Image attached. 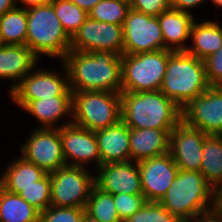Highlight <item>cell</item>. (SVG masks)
<instances>
[{
	"instance_id": "19",
	"label": "cell",
	"mask_w": 222,
	"mask_h": 222,
	"mask_svg": "<svg viewBox=\"0 0 222 222\" xmlns=\"http://www.w3.org/2000/svg\"><path fill=\"white\" fill-rule=\"evenodd\" d=\"M39 60L26 45H4L0 49V79L13 82L9 93L38 66Z\"/></svg>"
},
{
	"instance_id": "12",
	"label": "cell",
	"mask_w": 222,
	"mask_h": 222,
	"mask_svg": "<svg viewBox=\"0 0 222 222\" xmlns=\"http://www.w3.org/2000/svg\"><path fill=\"white\" fill-rule=\"evenodd\" d=\"M20 147V155L46 173L66 166L59 128H36Z\"/></svg>"
},
{
	"instance_id": "42",
	"label": "cell",
	"mask_w": 222,
	"mask_h": 222,
	"mask_svg": "<svg viewBox=\"0 0 222 222\" xmlns=\"http://www.w3.org/2000/svg\"><path fill=\"white\" fill-rule=\"evenodd\" d=\"M16 7L15 0H0V15Z\"/></svg>"
},
{
	"instance_id": "39",
	"label": "cell",
	"mask_w": 222,
	"mask_h": 222,
	"mask_svg": "<svg viewBox=\"0 0 222 222\" xmlns=\"http://www.w3.org/2000/svg\"><path fill=\"white\" fill-rule=\"evenodd\" d=\"M89 13L101 0H69Z\"/></svg>"
},
{
	"instance_id": "18",
	"label": "cell",
	"mask_w": 222,
	"mask_h": 222,
	"mask_svg": "<svg viewBox=\"0 0 222 222\" xmlns=\"http://www.w3.org/2000/svg\"><path fill=\"white\" fill-rule=\"evenodd\" d=\"M101 165L130 161V128L120 120L117 124L95 131Z\"/></svg>"
},
{
	"instance_id": "35",
	"label": "cell",
	"mask_w": 222,
	"mask_h": 222,
	"mask_svg": "<svg viewBox=\"0 0 222 222\" xmlns=\"http://www.w3.org/2000/svg\"><path fill=\"white\" fill-rule=\"evenodd\" d=\"M210 86H222V45L204 60Z\"/></svg>"
},
{
	"instance_id": "11",
	"label": "cell",
	"mask_w": 222,
	"mask_h": 222,
	"mask_svg": "<svg viewBox=\"0 0 222 222\" xmlns=\"http://www.w3.org/2000/svg\"><path fill=\"white\" fill-rule=\"evenodd\" d=\"M112 51L124 55L122 25L105 23L88 17L71 38L70 51Z\"/></svg>"
},
{
	"instance_id": "45",
	"label": "cell",
	"mask_w": 222,
	"mask_h": 222,
	"mask_svg": "<svg viewBox=\"0 0 222 222\" xmlns=\"http://www.w3.org/2000/svg\"><path fill=\"white\" fill-rule=\"evenodd\" d=\"M178 222H196L193 218L189 219H180Z\"/></svg>"
},
{
	"instance_id": "9",
	"label": "cell",
	"mask_w": 222,
	"mask_h": 222,
	"mask_svg": "<svg viewBox=\"0 0 222 222\" xmlns=\"http://www.w3.org/2000/svg\"><path fill=\"white\" fill-rule=\"evenodd\" d=\"M64 74L56 71L36 67L29 72L19 84L10 92V98L15 105L23 109L30 101L51 98L59 95H73L69 85V75L66 66Z\"/></svg>"
},
{
	"instance_id": "1",
	"label": "cell",
	"mask_w": 222,
	"mask_h": 222,
	"mask_svg": "<svg viewBox=\"0 0 222 222\" xmlns=\"http://www.w3.org/2000/svg\"><path fill=\"white\" fill-rule=\"evenodd\" d=\"M72 92H121V56L112 51H68L62 60Z\"/></svg>"
},
{
	"instance_id": "44",
	"label": "cell",
	"mask_w": 222,
	"mask_h": 222,
	"mask_svg": "<svg viewBox=\"0 0 222 222\" xmlns=\"http://www.w3.org/2000/svg\"><path fill=\"white\" fill-rule=\"evenodd\" d=\"M213 5L219 7H222V0H211Z\"/></svg>"
},
{
	"instance_id": "29",
	"label": "cell",
	"mask_w": 222,
	"mask_h": 222,
	"mask_svg": "<svg viewBox=\"0 0 222 222\" xmlns=\"http://www.w3.org/2000/svg\"><path fill=\"white\" fill-rule=\"evenodd\" d=\"M67 35L72 38L89 14L69 0H50Z\"/></svg>"
},
{
	"instance_id": "31",
	"label": "cell",
	"mask_w": 222,
	"mask_h": 222,
	"mask_svg": "<svg viewBox=\"0 0 222 222\" xmlns=\"http://www.w3.org/2000/svg\"><path fill=\"white\" fill-rule=\"evenodd\" d=\"M18 195L39 212L45 211L51 205L50 173L36 181L35 185L24 188Z\"/></svg>"
},
{
	"instance_id": "46",
	"label": "cell",
	"mask_w": 222,
	"mask_h": 222,
	"mask_svg": "<svg viewBox=\"0 0 222 222\" xmlns=\"http://www.w3.org/2000/svg\"><path fill=\"white\" fill-rule=\"evenodd\" d=\"M4 46L2 40H1V37H0V49Z\"/></svg>"
},
{
	"instance_id": "34",
	"label": "cell",
	"mask_w": 222,
	"mask_h": 222,
	"mask_svg": "<svg viewBox=\"0 0 222 222\" xmlns=\"http://www.w3.org/2000/svg\"><path fill=\"white\" fill-rule=\"evenodd\" d=\"M114 204L122 222L134 215L145 203L143 194H113Z\"/></svg>"
},
{
	"instance_id": "3",
	"label": "cell",
	"mask_w": 222,
	"mask_h": 222,
	"mask_svg": "<svg viewBox=\"0 0 222 222\" xmlns=\"http://www.w3.org/2000/svg\"><path fill=\"white\" fill-rule=\"evenodd\" d=\"M209 87L204 60L186 51L169 55L160 91L176 105L183 109Z\"/></svg>"
},
{
	"instance_id": "27",
	"label": "cell",
	"mask_w": 222,
	"mask_h": 222,
	"mask_svg": "<svg viewBox=\"0 0 222 222\" xmlns=\"http://www.w3.org/2000/svg\"><path fill=\"white\" fill-rule=\"evenodd\" d=\"M26 9L15 7L0 15V37L4 45H26Z\"/></svg>"
},
{
	"instance_id": "22",
	"label": "cell",
	"mask_w": 222,
	"mask_h": 222,
	"mask_svg": "<svg viewBox=\"0 0 222 222\" xmlns=\"http://www.w3.org/2000/svg\"><path fill=\"white\" fill-rule=\"evenodd\" d=\"M195 17L192 13L168 8L158 16L164 39V49L170 51H186L184 43L190 39L191 26Z\"/></svg>"
},
{
	"instance_id": "21",
	"label": "cell",
	"mask_w": 222,
	"mask_h": 222,
	"mask_svg": "<svg viewBox=\"0 0 222 222\" xmlns=\"http://www.w3.org/2000/svg\"><path fill=\"white\" fill-rule=\"evenodd\" d=\"M72 106L73 95H59L32 100L22 110L37 119L40 124L36 128L57 129L72 123V120H70L72 119ZM66 115L71 118H68L69 121L66 123L62 122L64 124L61 125L58 121L65 118ZM57 123H60V125Z\"/></svg>"
},
{
	"instance_id": "2",
	"label": "cell",
	"mask_w": 222,
	"mask_h": 222,
	"mask_svg": "<svg viewBox=\"0 0 222 222\" xmlns=\"http://www.w3.org/2000/svg\"><path fill=\"white\" fill-rule=\"evenodd\" d=\"M121 120L136 129H173L182 120V110L163 92H120Z\"/></svg>"
},
{
	"instance_id": "5",
	"label": "cell",
	"mask_w": 222,
	"mask_h": 222,
	"mask_svg": "<svg viewBox=\"0 0 222 222\" xmlns=\"http://www.w3.org/2000/svg\"><path fill=\"white\" fill-rule=\"evenodd\" d=\"M160 203L179 219L194 218L213 208L214 188L200 171L179 170Z\"/></svg>"
},
{
	"instance_id": "32",
	"label": "cell",
	"mask_w": 222,
	"mask_h": 222,
	"mask_svg": "<svg viewBox=\"0 0 222 222\" xmlns=\"http://www.w3.org/2000/svg\"><path fill=\"white\" fill-rule=\"evenodd\" d=\"M180 219L172 215L160 202L146 203L124 222H178Z\"/></svg>"
},
{
	"instance_id": "17",
	"label": "cell",
	"mask_w": 222,
	"mask_h": 222,
	"mask_svg": "<svg viewBox=\"0 0 222 222\" xmlns=\"http://www.w3.org/2000/svg\"><path fill=\"white\" fill-rule=\"evenodd\" d=\"M95 173V185L109 194H143L138 163L102 164Z\"/></svg>"
},
{
	"instance_id": "47",
	"label": "cell",
	"mask_w": 222,
	"mask_h": 222,
	"mask_svg": "<svg viewBox=\"0 0 222 222\" xmlns=\"http://www.w3.org/2000/svg\"><path fill=\"white\" fill-rule=\"evenodd\" d=\"M122 1H125V2H128V3H130V1H131V0H122Z\"/></svg>"
},
{
	"instance_id": "16",
	"label": "cell",
	"mask_w": 222,
	"mask_h": 222,
	"mask_svg": "<svg viewBox=\"0 0 222 222\" xmlns=\"http://www.w3.org/2000/svg\"><path fill=\"white\" fill-rule=\"evenodd\" d=\"M138 168L143 195L148 202H160L179 172L169 152L139 162Z\"/></svg>"
},
{
	"instance_id": "26",
	"label": "cell",
	"mask_w": 222,
	"mask_h": 222,
	"mask_svg": "<svg viewBox=\"0 0 222 222\" xmlns=\"http://www.w3.org/2000/svg\"><path fill=\"white\" fill-rule=\"evenodd\" d=\"M200 172L214 189L222 182V135L205 138Z\"/></svg>"
},
{
	"instance_id": "33",
	"label": "cell",
	"mask_w": 222,
	"mask_h": 222,
	"mask_svg": "<svg viewBox=\"0 0 222 222\" xmlns=\"http://www.w3.org/2000/svg\"><path fill=\"white\" fill-rule=\"evenodd\" d=\"M85 213V208L50 205L40 212L39 222H83Z\"/></svg>"
},
{
	"instance_id": "37",
	"label": "cell",
	"mask_w": 222,
	"mask_h": 222,
	"mask_svg": "<svg viewBox=\"0 0 222 222\" xmlns=\"http://www.w3.org/2000/svg\"><path fill=\"white\" fill-rule=\"evenodd\" d=\"M207 0H169L170 8L191 13L189 10L204 4Z\"/></svg>"
},
{
	"instance_id": "20",
	"label": "cell",
	"mask_w": 222,
	"mask_h": 222,
	"mask_svg": "<svg viewBox=\"0 0 222 222\" xmlns=\"http://www.w3.org/2000/svg\"><path fill=\"white\" fill-rule=\"evenodd\" d=\"M172 130L130 128V161L139 163L168 153Z\"/></svg>"
},
{
	"instance_id": "4",
	"label": "cell",
	"mask_w": 222,
	"mask_h": 222,
	"mask_svg": "<svg viewBox=\"0 0 222 222\" xmlns=\"http://www.w3.org/2000/svg\"><path fill=\"white\" fill-rule=\"evenodd\" d=\"M26 46L40 59L43 55L61 61L70 51L71 38L55 14L53 3L26 9Z\"/></svg>"
},
{
	"instance_id": "8",
	"label": "cell",
	"mask_w": 222,
	"mask_h": 222,
	"mask_svg": "<svg viewBox=\"0 0 222 222\" xmlns=\"http://www.w3.org/2000/svg\"><path fill=\"white\" fill-rule=\"evenodd\" d=\"M85 168L66 165L50 173L51 205L86 208L95 173Z\"/></svg>"
},
{
	"instance_id": "43",
	"label": "cell",
	"mask_w": 222,
	"mask_h": 222,
	"mask_svg": "<svg viewBox=\"0 0 222 222\" xmlns=\"http://www.w3.org/2000/svg\"><path fill=\"white\" fill-rule=\"evenodd\" d=\"M83 222H101V221H98V220H96V219H93L92 217L88 216V215L85 213Z\"/></svg>"
},
{
	"instance_id": "10",
	"label": "cell",
	"mask_w": 222,
	"mask_h": 222,
	"mask_svg": "<svg viewBox=\"0 0 222 222\" xmlns=\"http://www.w3.org/2000/svg\"><path fill=\"white\" fill-rule=\"evenodd\" d=\"M124 54L164 50V39L158 17L129 9L122 25Z\"/></svg>"
},
{
	"instance_id": "28",
	"label": "cell",
	"mask_w": 222,
	"mask_h": 222,
	"mask_svg": "<svg viewBox=\"0 0 222 222\" xmlns=\"http://www.w3.org/2000/svg\"><path fill=\"white\" fill-rule=\"evenodd\" d=\"M86 214L101 222H122L113 195L94 185L86 205Z\"/></svg>"
},
{
	"instance_id": "14",
	"label": "cell",
	"mask_w": 222,
	"mask_h": 222,
	"mask_svg": "<svg viewBox=\"0 0 222 222\" xmlns=\"http://www.w3.org/2000/svg\"><path fill=\"white\" fill-rule=\"evenodd\" d=\"M62 151L67 166L86 167L94 163L95 171L101 166L95 131L73 122L59 128Z\"/></svg>"
},
{
	"instance_id": "15",
	"label": "cell",
	"mask_w": 222,
	"mask_h": 222,
	"mask_svg": "<svg viewBox=\"0 0 222 222\" xmlns=\"http://www.w3.org/2000/svg\"><path fill=\"white\" fill-rule=\"evenodd\" d=\"M208 135L181 120L170 133L169 153L179 170L199 172Z\"/></svg>"
},
{
	"instance_id": "36",
	"label": "cell",
	"mask_w": 222,
	"mask_h": 222,
	"mask_svg": "<svg viewBox=\"0 0 222 222\" xmlns=\"http://www.w3.org/2000/svg\"><path fill=\"white\" fill-rule=\"evenodd\" d=\"M130 8L150 16L158 17L170 8L169 0H131Z\"/></svg>"
},
{
	"instance_id": "24",
	"label": "cell",
	"mask_w": 222,
	"mask_h": 222,
	"mask_svg": "<svg viewBox=\"0 0 222 222\" xmlns=\"http://www.w3.org/2000/svg\"><path fill=\"white\" fill-rule=\"evenodd\" d=\"M192 44L188 46L186 52L205 60L215 53L222 45V27L214 21H193L190 32Z\"/></svg>"
},
{
	"instance_id": "41",
	"label": "cell",
	"mask_w": 222,
	"mask_h": 222,
	"mask_svg": "<svg viewBox=\"0 0 222 222\" xmlns=\"http://www.w3.org/2000/svg\"><path fill=\"white\" fill-rule=\"evenodd\" d=\"M213 207L222 214V182L214 189Z\"/></svg>"
},
{
	"instance_id": "25",
	"label": "cell",
	"mask_w": 222,
	"mask_h": 222,
	"mask_svg": "<svg viewBox=\"0 0 222 222\" xmlns=\"http://www.w3.org/2000/svg\"><path fill=\"white\" fill-rule=\"evenodd\" d=\"M40 212L0 185V222H39Z\"/></svg>"
},
{
	"instance_id": "6",
	"label": "cell",
	"mask_w": 222,
	"mask_h": 222,
	"mask_svg": "<svg viewBox=\"0 0 222 222\" xmlns=\"http://www.w3.org/2000/svg\"><path fill=\"white\" fill-rule=\"evenodd\" d=\"M121 120V94L107 91L73 92L72 122L91 131Z\"/></svg>"
},
{
	"instance_id": "30",
	"label": "cell",
	"mask_w": 222,
	"mask_h": 222,
	"mask_svg": "<svg viewBox=\"0 0 222 222\" xmlns=\"http://www.w3.org/2000/svg\"><path fill=\"white\" fill-rule=\"evenodd\" d=\"M129 9L130 3L122 0H101L88 14L97 21L123 25Z\"/></svg>"
},
{
	"instance_id": "23",
	"label": "cell",
	"mask_w": 222,
	"mask_h": 222,
	"mask_svg": "<svg viewBox=\"0 0 222 222\" xmlns=\"http://www.w3.org/2000/svg\"><path fill=\"white\" fill-rule=\"evenodd\" d=\"M47 173L27 161L23 156L12 160L0 176V185L7 191L18 194L24 188L35 185Z\"/></svg>"
},
{
	"instance_id": "13",
	"label": "cell",
	"mask_w": 222,
	"mask_h": 222,
	"mask_svg": "<svg viewBox=\"0 0 222 222\" xmlns=\"http://www.w3.org/2000/svg\"><path fill=\"white\" fill-rule=\"evenodd\" d=\"M182 110V120L206 135H222V86H210Z\"/></svg>"
},
{
	"instance_id": "38",
	"label": "cell",
	"mask_w": 222,
	"mask_h": 222,
	"mask_svg": "<svg viewBox=\"0 0 222 222\" xmlns=\"http://www.w3.org/2000/svg\"><path fill=\"white\" fill-rule=\"evenodd\" d=\"M193 219L196 222H222V214L213 207L200 212Z\"/></svg>"
},
{
	"instance_id": "40",
	"label": "cell",
	"mask_w": 222,
	"mask_h": 222,
	"mask_svg": "<svg viewBox=\"0 0 222 222\" xmlns=\"http://www.w3.org/2000/svg\"><path fill=\"white\" fill-rule=\"evenodd\" d=\"M50 0H15L16 6L24 9H28L35 6H40L49 3ZM17 3H19L17 5ZM21 4V6H20ZM23 4V5H22Z\"/></svg>"
},
{
	"instance_id": "7",
	"label": "cell",
	"mask_w": 222,
	"mask_h": 222,
	"mask_svg": "<svg viewBox=\"0 0 222 222\" xmlns=\"http://www.w3.org/2000/svg\"><path fill=\"white\" fill-rule=\"evenodd\" d=\"M173 51L157 50L121 56V92L158 91L162 85L168 57Z\"/></svg>"
}]
</instances>
